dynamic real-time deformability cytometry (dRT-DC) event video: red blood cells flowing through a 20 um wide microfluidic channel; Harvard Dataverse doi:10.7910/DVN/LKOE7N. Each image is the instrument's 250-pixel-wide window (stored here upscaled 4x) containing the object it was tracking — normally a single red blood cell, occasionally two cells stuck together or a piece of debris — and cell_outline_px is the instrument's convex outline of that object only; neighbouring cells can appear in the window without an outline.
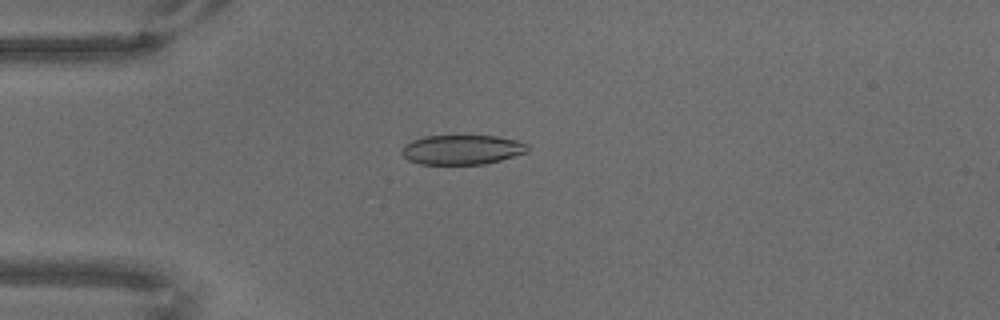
{"species": "common noctule bat (a hibernating species)", "species_latin": "Nyctalus noctula", "temperature_condition": "warm", "stored_images_in_passage": 70, "camera_frame_rate_fps": 3000, "um_per_image_px": 0.085, "animal": {"sex": "male", "body_mass_g": 18.8}, "frame": {"image": 1, "passage_image": 19, "time_ms": 6.0, "image_size_px": [1000, 320], "cell_outline_px": [[528, 152], [500, 160], [484, 164], [420, 164], [408, 160], [400, 152], [400, 148], [404, 144], [412, 140], [424, 136], [496, 136], [516, 140], [528, 144]], "centroid_in_image_um": [39.24, 12.72], "position_along_channel_um": 45.8, "area_um2": 21.79}}
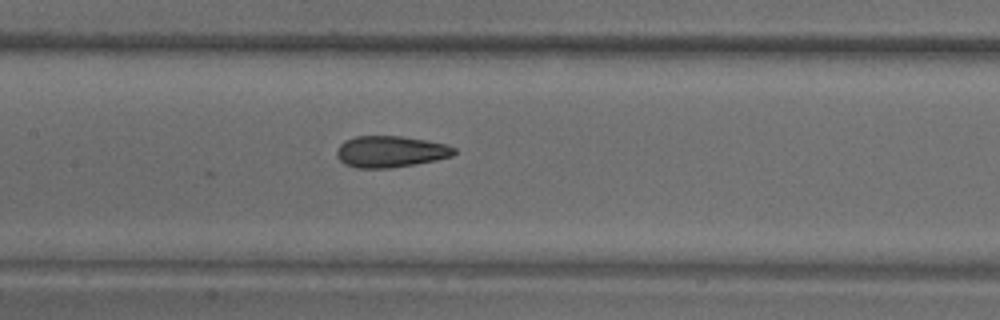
{"frame": {"image": 2, "passage_image": 34, "time_ms": 11.0, "image_size_px": [1000, 320], "cell_outline_px": [[456, 152], [452, 156], [436, 160], [388, 168], [356, 168], [344, 164], [336, 156], [336, 148], [344, 140], [356, 136], [400, 136], [448, 144], [456, 148]], "centroid_in_image_um": [33.16, 12.88], "position_along_channel_um": 174.2, "area_um2": 21.56}}
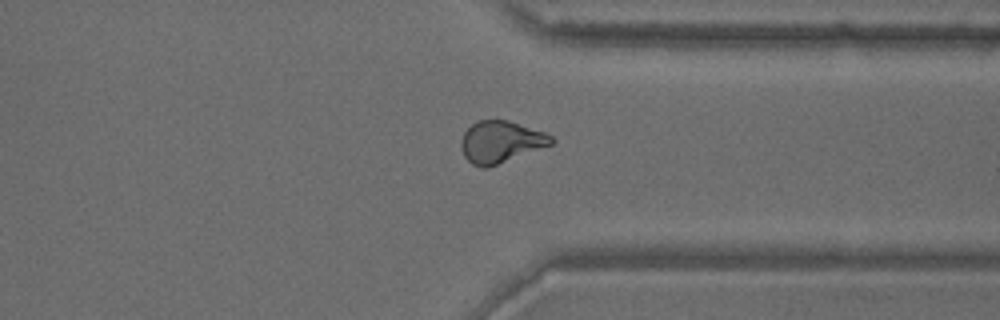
{"frame": {"image": 3, "passage_image": 54, "time_ms": 17.667, "image_size_px": [1000, 320], "cell_outline_px": [[556, 140], [552, 144], [488, 168], [480, 168], [472, 164], [464, 156], [460, 144], [460, 140], [464, 132], [472, 124], [480, 120], [508, 120], [544, 132], [552, 136]], "centroid_in_image_um": [42.55, 12.07], "position_along_channel_um": 368.9, "area_um2": 21.96}}